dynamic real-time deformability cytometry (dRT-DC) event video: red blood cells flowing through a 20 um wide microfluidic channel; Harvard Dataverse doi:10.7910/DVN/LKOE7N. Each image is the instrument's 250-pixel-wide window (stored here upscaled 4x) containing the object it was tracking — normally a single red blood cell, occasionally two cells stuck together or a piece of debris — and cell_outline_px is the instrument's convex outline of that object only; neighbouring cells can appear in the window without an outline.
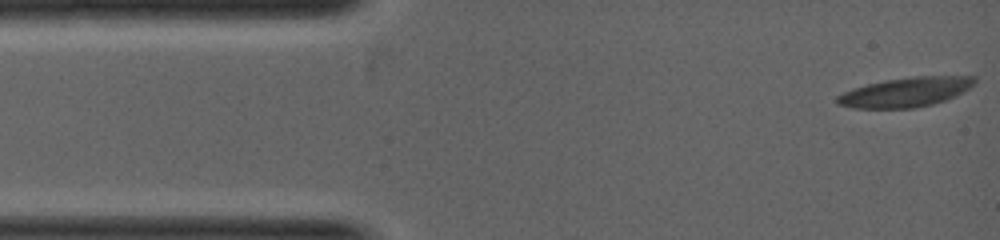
{"species": "common noctule bat (a hibernating species)", "species_latin": "Nyctalus noctula", "temperature_condition": "warm", "stored_images_in_passage": 7, "camera_frame_rate_fps": 5000, "um_per_image_px": 0.085, "animal": {"sex": "female", "body_mass_g": 19.0, "forearm_length_mm": 53.3}, "frame": {"image": 1, "passage_image": 1, "time_ms": 0.0, "image_size_px": [1000, 240], "cell_outline_px": [[976, 84], [964, 92], [956, 96], [932, 104], [912, 108], [856, 108], [836, 104], [836, 96], [852, 88], [868, 84], [888, 80], [912, 76], [976, 76]], "centroid_in_image_um": [77.01, 7.82], "position_along_channel_um": 8.0, "area_um2": 23.64}}
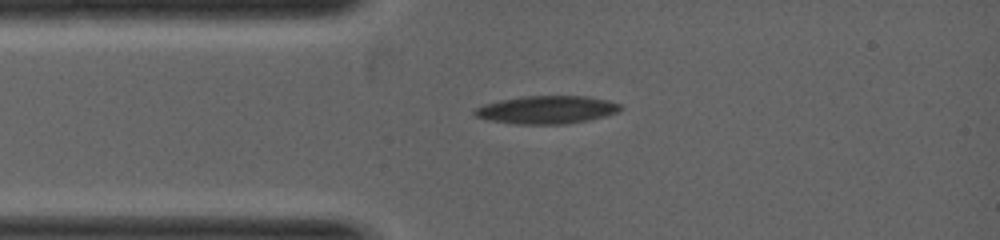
{"frame": {"image": 2, "passage_image": 5, "time_ms": 1.4, "image_size_px": [1000, 240], "cell_outline_px": [[624, 108], [616, 112], [604, 116], [588, 120], [564, 124], [512, 124], [488, 120], [476, 116], [472, 112], [476, 108], [484, 104], [500, 100], [524, 96], [588, 96], [608, 100], [620, 104]], "centroid_in_image_um": [46.47, 9.33], "position_along_channel_um": 38.5, "area_um2": 23.76}}
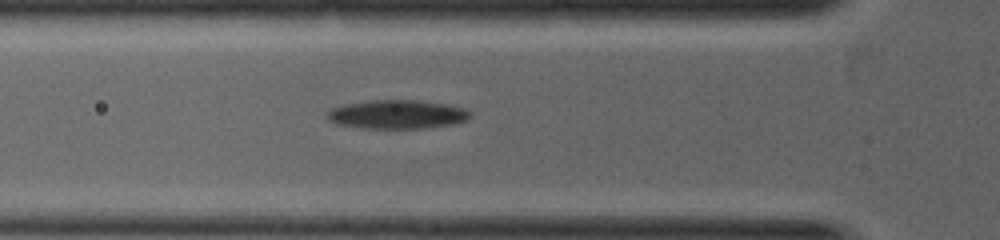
{"frame": {"image": 3, "passage_image": 7, "time_ms": 2.2, "image_size_px": [1000, 240], "cell_outline_px": [[472, 116], [468, 120], [452, 124], [428, 128], [360, 128], [336, 124], [328, 120], [324, 116], [324, 112], [332, 108], [348, 104], [372, 100], [416, 100], [444, 104], [464, 108], [472, 112]], "centroid_in_image_um": [33.74, 9.73], "position_along_channel_um": 92.1, "area_um2": 24.16}}